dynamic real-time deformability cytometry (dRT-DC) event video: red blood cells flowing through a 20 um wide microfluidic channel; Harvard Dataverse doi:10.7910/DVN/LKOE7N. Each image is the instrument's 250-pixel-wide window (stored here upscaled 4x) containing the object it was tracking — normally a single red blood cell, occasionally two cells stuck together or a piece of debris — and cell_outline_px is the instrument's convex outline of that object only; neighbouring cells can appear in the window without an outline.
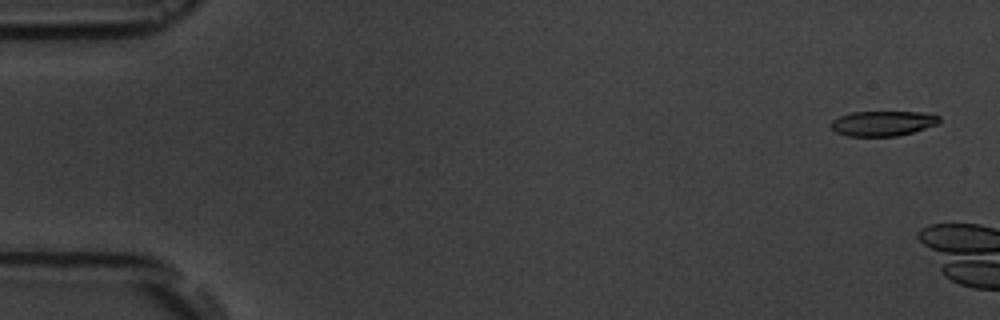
{"species": "common noctule bat (a hibernating species)", "species_latin": "Nyctalus noctula", "temperature_condition": "room temperature", "stored_images_in_passage": 3, "camera_frame_rate_fps": 3000, "um_per_image_px": 0.085, "animal": {"sex": "male", "body_mass_g": 19.5, "forearm_length_mm": 54.6}, "frame": {"image": 1, "passage_image": 1, "time_ms": 0.0, "image_size_px": [1000, 320], "cell_outline_px": [[940, 124], [912, 132], [896, 136], [848, 136], [836, 132], [828, 124], [832, 120], [840, 116], [852, 112], [920, 112], [940, 116]], "centroid_in_image_um": [75.03, 10.48], "position_along_channel_um": 10.0, "area_um2": 15.84}}